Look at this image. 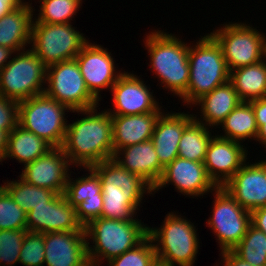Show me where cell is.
Wrapping results in <instances>:
<instances>
[{"label": "cell", "mask_w": 266, "mask_h": 266, "mask_svg": "<svg viewBox=\"0 0 266 266\" xmlns=\"http://www.w3.org/2000/svg\"><path fill=\"white\" fill-rule=\"evenodd\" d=\"M97 107L72 110L86 115L67 124L62 149L73 167H91L113 157L112 115L106 109L97 112Z\"/></svg>", "instance_id": "1"}, {"label": "cell", "mask_w": 266, "mask_h": 266, "mask_svg": "<svg viewBox=\"0 0 266 266\" xmlns=\"http://www.w3.org/2000/svg\"><path fill=\"white\" fill-rule=\"evenodd\" d=\"M91 168L101 180V217L122 221L137 220L134 217L136 210H139L144 195L153 193V188L140 176L124 169L113 158L94 164Z\"/></svg>", "instance_id": "2"}, {"label": "cell", "mask_w": 266, "mask_h": 266, "mask_svg": "<svg viewBox=\"0 0 266 266\" xmlns=\"http://www.w3.org/2000/svg\"><path fill=\"white\" fill-rule=\"evenodd\" d=\"M145 47L150 56V69L164 88L181 98L189 82V45L163 30L146 35Z\"/></svg>", "instance_id": "3"}, {"label": "cell", "mask_w": 266, "mask_h": 266, "mask_svg": "<svg viewBox=\"0 0 266 266\" xmlns=\"http://www.w3.org/2000/svg\"><path fill=\"white\" fill-rule=\"evenodd\" d=\"M148 227L139 219L122 221L100 217L92 220L84 227L87 241L92 239L94 244L87 242L90 266H99L104 259L109 262L136 247L148 236Z\"/></svg>", "instance_id": "4"}, {"label": "cell", "mask_w": 266, "mask_h": 266, "mask_svg": "<svg viewBox=\"0 0 266 266\" xmlns=\"http://www.w3.org/2000/svg\"><path fill=\"white\" fill-rule=\"evenodd\" d=\"M189 82L181 97L185 106L230 81V71L220 45L208 33L201 36L195 46H189Z\"/></svg>", "instance_id": "5"}, {"label": "cell", "mask_w": 266, "mask_h": 266, "mask_svg": "<svg viewBox=\"0 0 266 266\" xmlns=\"http://www.w3.org/2000/svg\"><path fill=\"white\" fill-rule=\"evenodd\" d=\"M165 217L160 228L148 227L157 258L172 266H194L200 249L196 226L174 212Z\"/></svg>", "instance_id": "6"}, {"label": "cell", "mask_w": 266, "mask_h": 266, "mask_svg": "<svg viewBox=\"0 0 266 266\" xmlns=\"http://www.w3.org/2000/svg\"><path fill=\"white\" fill-rule=\"evenodd\" d=\"M69 108L45 93L19 102L18 124L42 138L52 147H62Z\"/></svg>", "instance_id": "7"}, {"label": "cell", "mask_w": 266, "mask_h": 266, "mask_svg": "<svg viewBox=\"0 0 266 266\" xmlns=\"http://www.w3.org/2000/svg\"><path fill=\"white\" fill-rule=\"evenodd\" d=\"M15 54L0 70V96L20 102L43 94L47 66L29 48Z\"/></svg>", "instance_id": "8"}, {"label": "cell", "mask_w": 266, "mask_h": 266, "mask_svg": "<svg viewBox=\"0 0 266 266\" xmlns=\"http://www.w3.org/2000/svg\"><path fill=\"white\" fill-rule=\"evenodd\" d=\"M210 35L220 45L229 71L266 58V36L248 23L229 22Z\"/></svg>", "instance_id": "9"}, {"label": "cell", "mask_w": 266, "mask_h": 266, "mask_svg": "<svg viewBox=\"0 0 266 266\" xmlns=\"http://www.w3.org/2000/svg\"><path fill=\"white\" fill-rule=\"evenodd\" d=\"M71 24L33 23L30 49L47 67L75 59L89 41Z\"/></svg>", "instance_id": "10"}, {"label": "cell", "mask_w": 266, "mask_h": 266, "mask_svg": "<svg viewBox=\"0 0 266 266\" xmlns=\"http://www.w3.org/2000/svg\"><path fill=\"white\" fill-rule=\"evenodd\" d=\"M45 94L72 110L98 106L99 101L87 89L76 59L47 67Z\"/></svg>", "instance_id": "11"}, {"label": "cell", "mask_w": 266, "mask_h": 266, "mask_svg": "<svg viewBox=\"0 0 266 266\" xmlns=\"http://www.w3.org/2000/svg\"><path fill=\"white\" fill-rule=\"evenodd\" d=\"M214 192L213 214L206 223L216 235L221 252L232 250L251 225V212L243 208L224 187H217Z\"/></svg>", "instance_id": "12"}, {"label": "cell", "mask_w": 266, "mask_h": 266, "mask_svg": "<svg viewBox=\"0 0 266 266\" xmlns=\"http://www.w3.org/2000/svg\"><path fill=\"white\" fill-rule=\"evenodd\" d=\"M111 55L103 46L88 41L75 58L87 89L98 101L101 99L99 93L103 89H111L124 73L116 71L115 60Z\"/></svg>", "instance_id": "13"}, {"label": "cell", "mask_w": 266, "mask_h": 266, "mask_svg": "<svg viewBox=\"0 0 266 266\" xmlns=\"http://www.w3.org/2000/svg\"><path fill=\"white\" fill-rule=\"evenodd\" d=\"M171 183L175 189L188 197H199L204 194L214 192L217 186L207 174L203 162H195L180 157H176L167 165L158 183L153 188L156 193L159 189Z\"/></svg>", "instance_id": "14"}, {"label": "cell", "mask_w": 266, "mask_h": 266, "mask_svg": "<svg viewBox=\"0 0 266 266\" xmlns=\"http://www.w3.org/2000/svg\"><path fill=\"white\" fill-rule=\"evenodd\" d=\"M113 94V110L108 108L110 115H137L149 112H161L159 102L154 99L150 87L138 76L125 72L111 87ZM112 110V111H111Z\"/></svg>", "instance_id": "15"}, {"label": "cell", "mask_w": 266, "mask_h": 266, "mask_svg": "<svg viewBox=\"0 0 266 266\" xmlns=\"http://www.w3.org/2000/svg\"><path fill=\"white\" fill-rule=\"evenodd\" d=\"M70 164L62 147H53L33 162L25 164L19 177L34 186L63 194L70 175Z\"/></svg>", "instance_id": "16"}, {"label": "cell", "mask_w": 266, "mask_h": 266, "mask_svg": "<svg viewBox=\"0 0 266 266\" xmlns=\"http://www.w3.org/2000/svg\"><path fill=\"white\" fill-rule=\"evenodd\" d=\"M241 144L217 135L210 140L203 163L217 187H223L246 162L248 150Z\"/></svg>", "instance_id": "17"}, {"label": "cell", "mask_w": 266, "mask_h": 266, "mask_svg": "<svg viewBox=\"0 0 266 266\" xmlns=\"http://www.w3.org/2000/svg\"><path fill=\"white\" fill-rule=\"evenodd\" d=\"M247 163L223 187L243 208L252 212L266 206V160Z\"/></svg>", "instance_id": "18"}, {"label": "cell", "mask_w": 266, "mask_h": 266, "mask_svg": "<svg viewBox=\"0 0 266 266\" xmlns=\"http://www.w3.org/2000/svg\"><path fill=\"white\" fill-rule=\"evenodd\" d=\"M27 231L48 233L85 230L78 221L76 208L63 194H57L47 205H40L27 213Z\"/></svg>", "instance_id": "19"}, {"label": "cell", "mask_w": 266, "mask_h": 266, "mask_svg": "<svg viewBox=\"0 0 266 266\" xmlns=\"http://www.w3.org/2000/svg\"><path fill=\"white\" fill-rule=\"evenodd\" d=\"M85 230L44 233L46 266H90Z\"/></svg>", "instance_id": "20"}, {"label": "cell", "mask_w": 266, "mask_h": 266, "mask_svg": "<svg viewBox=\"0 0 266 266\" xmlns=\"http://www.w3.org/2000/svg\"><path fill=\"white\" fill-rule=\"evenodd\" d=\"M166 113L159 116L151 138L163 168L178 157L179 141L183 131L194 120L195 115L181 113V111L179 113Z\"/></svg>", "instance_id": "21"}, {"label": "cell", "mask_w": 266, "mask_h": 266, "mask_svg": "<svg viewBox=\"0 0 266 266\" xmlns=\"http://www.w3.org/2000/svg\"><path fill=\"white\" fill-rule=\"evenodd\" d=\"M112 158L124 169L140 176L152 188L158 183L164 170L152 140L116 150Z\"/></svg>", "instance_id": "22"}, {"label": "cell", "mask_w": 266, "mask_h": 266, "mask_svg": "<svg viewBox=\"0 0 266 266\" xmlns=\"http://www.w3.org/2000/svg\"><path fill=\"white\" fill-rule=\"evenodd\" d=\"M163 112L137 115H112L114 152L151 140L156 122Z\"/></svg>", "instance_id": "23"}, {"label": "cell", "mask_w": 266, "mask_h": 266, "mask_svg": "<svg viewBox=\"0 0 266 266\" xmlns=\"http://www.w3.org/2000/svg\"><path fill=\"white\" fill-rule=\"evenodd\" d=\"M31 4L25 1L21 6L0 18V46L7 47L16 53L26 50L25 46L31 44L35 13Z\"/></svg>", "instance_id": "24"}, {"label": "cell", "mask_w": 266, "mask_h": 266, "mask_svg": "<svg viewBox=\"0 0 266 266\" xmlns=\"http://www.w3.org/2000/svg\"><path fill=\"white\" fill-rule=\"evenodd\" d=\"M240 102L242 101L239 99L234 85L228 81L216 87L210 93L203 95L193 104L195 107L196 105L201 106L200 117L197 118V115H195L194 119L208 127H218Z\"/></svg>", "instance_id": "25"}, {"label": "cell", "mask_w": 266, "mask_h": 266, "mask_svg": "<svg viewBox=\"0 0 266 266\" xmlns=\"http://www.w3.org/2000/svg\"><path fill=\"white\" fill-rule=\"evenodd\" d=\"M52 148L45 140L17 124L8 134L7 149L0 162L11 157L25 165L46 154Z\"/></svg>", "instance_id": "26"}, {"label": "cell", "mask_w": 266, "mask_h": 266, "mask_svg": "<svg viewBox=\"0 0 266 266\" xmlns=\"http://www.w3.org/2000/svg\"><path fill=\"white\" fill-rule=\"evenodd\" d=\"M230 82L241 101L266 97V58L249 66L230 71Z\"/></svg>", "instance_id": "27"}, {"label": "cell", "mask_w": 266, "mask_h": 266, "mask_svg": "<svg viewBox=\"0 0 266 266\" xmlns=\"http://www.w3.org/2000/svg\"><path fill=\"white\" fill-rule=\"evenodd\" d=\"M219 125L224 129V134L217 136L240 143L247 139L255 140L258 134L255 113L250 102H240Z\"/></svg>", "instance_id": "28"}, {"label": "cell", "mask_w": 266, "mask_h": 266, "mask_svg": "<svg viewBox=\"0 0 266 266\" xmlns=\"http://www.w3.org/2000/svg\"><path fill=\"white\" fill-rule=\"evenodd\" d=\"M209 128L194 119L183 131L179 141L178 157L203 162L208 144L213 137Z\"/></svg>", "instance_id": "29"}, {"label": "cell", "mask_w": 266, "mask_h": 266, "mask_svg": "<svg viewBox=\"0 0 266 266\" xmlns=\"http://www.w3.org/2000/svg\"><path fill=\"white\" fill-rule=\"evenodd\" d=\"M1 186L26 213L37 206L47 205L57 195L54 191L34 186L21 177L19 180H7Z\"/></svg>", "instance_id": "30"}, {"label": "cell", "mask_w": 266, "mask_h": 266, "mask_svg": "<svg viewBox=\"0 0 266 266\" xmlns=\"http://www.w3.org/2000/svg\"><path fill=\"white\" fill-rule=\"evenodd\" d=\"M82 169L87 170L89 175L86 173L85 177L83 175L73 180V178H70V172L68 182L63 193L67 202L75 208L86 198L102 197L101 180L98 174L91 167H84Z\"/></svg>", "instance_id": "31"}, {"label": "cell", "mask_w": 266, "mask_h": 266, "mask_svg": "<svg viewBox=\"0 0 266 266\" xmlns=\"http://www.w3.org/2000/svg\"><path fill=\"white\" fill-rule=\"evenodd\" d=\"M232 251L253 266H266V234L251 224Z\"/></svg>", "instance_id": "32"}, {"label": "cell", "mask_w": 266, "mask_h": 266, "mask_svg": "<svg viewBox=\"0 0 266 266\" xmlns=\"http://www.w3.org/2000/svg\"><path fill=\"white\" fill-rule=\"evenodd\" d=\"M40 10L33 23H71L82 6V0H40Z\"/></svg>", "instance_id": "33"}, {"label": "cell", "mask_w": 266, "mask_h": 266, "mask_svg": "<svg viewBox=\"0 0 266 266\" xmlns=\"http://www.w3.org/2000/svg\"><path fill=\"white\" fill-rule=\"evenodd\" d=\"M27 213L0 185V230L27 229Z\"/></svg>", "instance_id": "34"}, {"label": "cell", "mask_w": 266, "mask_h": 266, "mask_svg": "<svg viewBox=\"0 0 266 266\" xmlns=\"http://www.w3.org/2000/svg\"><path fill=\"white\" fill-rule=\"evenodd\" d=\"M157 258L153 242L147 236L136 247L107 262L108 266H151Z\"/></svg>", "instance_id": "35"}, {"label": "cell", "mask_w": 266, "mask_h": 266, "mask_svg": "<svg viewBox=\"0 0 266 266\" xmlns=\"http://www.w3.org/2000/svg\"><path fill=\"white\" fill-rule=\"evenodd\" d=\"M27 229L0 230V265L19 263L20 250ZM4 262V263H3Z\"/></svg>", "instance_id": "36"}, {"label": "cell", "mask_w": 266, "mask_h": 266, "mask_svg": "<svg viewBox=\"0 0 266 266\" xmlns=\"http://www.w3.org/2000/svg\"><path fill=\"white\" fill-rule=\"evenodd\" d=\"M44 247V233L27 231L20 250L19 263L25 266H45Z\"/></svg>", "instance_id": "37"}, {"label": "cell", "mask_w": 266, "mask_h": 266, "mask_svg": "<svg viewBox=\"0 0 266 266\" xmlns=\"http://www.w3.org/2000/svg\"><path fill=\"white\" fill-rule=\"evenodd\" d=\"M19 102L0 96V130L8 134L18 124Z\"/></svg>", "instance_id": "38"}, {"label": "cell", "mask_w": 266, "mask_h": 266, "mask_svg": "<svg viewBox=\"0 0 266 266\" xmlns=\"http://www.w3.org/2000/svg\"><path fill=\"white\" fill-rule=\"evenodd\" d=\"M103 198H86L76 207L78 221L83 227L87 226L92 220L100 218L102 215Z\"/></svg>", "instance_id": "39"}, {"label": "cell", "mask_w": 266, "mask_h": 266, "mask_svg": "<svg viewBox=\"0 0 266 266\" xmlns=\"http://www.w3.org/2000/svg\"><path fill=\"white\" fill-rule=\"evenodd\" d=\"M251 224L266 234V206L251 212Z\"/></svg>", "instance_id": "40"}, {"label": "cell", "mask_w": 266, "mask_h": 266, "mask_svg": "<svg viewBox=\"0 0 266 266\" xmlns=\"http://www.w3.org/2000/svg\"><path fill=\"white\" fill-rule=\"evenodd\" d=\"M221 258L223 266H253L238 257L232 250L222 251Z\"/></svg>", "instance_id": "41"}, {"label": "cell", "mask_w": 266, "mask_h": 266, "mask_svg": "<svg viewBox=\"0 0 266 266\" xmlns=\"http://www.w3.org/2000/svg\"><path fill=\"white\" fill-rule=\"evenodd\" d=\"M249 102L254 110L256 120H266V97Z\"/></svg>", "instance_id": "42"}, {"label": "cell", "mask_w": 266, "mask_h": 266, "mask_svg": "<svg viewBox=\"0 0 266 266\" xmlns=\"http://www.w3.org/2000/svg\"><path fill=\"white\" fill-rule=\"evenodd\" d=\"M24 0H0V18L18 8Z\"/></svg>", "instance_id": "43"}, {"label": "cell", "mask_w": 266, "mask_h": 266, "mask_svg": "<svg viewBox=\"0 0 266 266\" xmlns=\"http://www.w3.org/2000/svg\"><path fill=\"white\" fill-rule=\"evenodd\" d=\"M256 124L258 127V134L255 141L257 140L259 144L261 143L266 148V120H256Z\"/></svg>", "instance_id": "44"}, {"label": "cell", "mask_w": 266, "mask_h": 266, "mask_svg": "<svg viewBox=\"0 0 266 266\" xmlns=\"http://www.w3.org/2000/svg\"><path fill=\"white\" fill-rule=\"evenodd\" d=\"M12 54H15L13 50L0 46V70L10 61Z\"/></svg>", "instance_id": "45"}, {"label": "cell", "mask_w": 266, "mask_h": 266, "mask_svg": "<svg viewBox=\"0 0 266 266\" xmlns=\"http://www.w3.org/2000/svg\"><path fill=\"white\" fill-rule=\"evenodd\" d=\"M8 133L5 130H0V161L3 159L7 149Z\"/></svg>", "instance_id": "46"}, {"label": "cell", "mask_w": 266, "mask_h": 266, "mask_svg": "<svg viewBox=\"0 0 266 266\" xmlns=\"http://www.w3.org/2000/svg\"><path fill=\"white\" fill-rule=\"evenodd\" d=\"M151 266H172V265H170L168 262H165V261H162V260L156 258Z\"/></svg>", "instance_id": "47"}]
</instances>
